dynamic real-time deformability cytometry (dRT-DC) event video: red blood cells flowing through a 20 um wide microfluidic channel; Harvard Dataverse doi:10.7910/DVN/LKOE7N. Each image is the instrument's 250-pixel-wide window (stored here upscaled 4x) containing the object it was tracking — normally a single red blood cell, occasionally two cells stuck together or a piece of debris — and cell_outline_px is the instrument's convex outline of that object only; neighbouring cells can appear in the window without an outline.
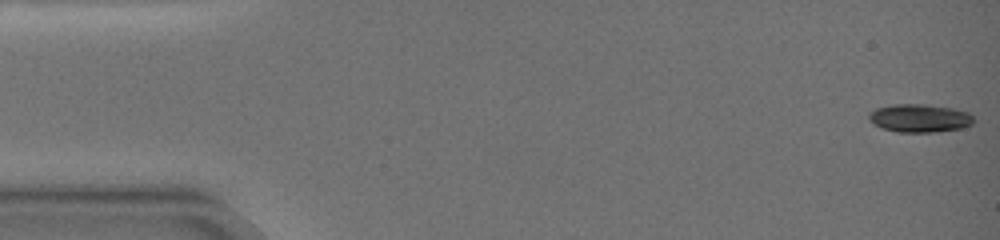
{"species": "common noctule bat (a hibernating species)", "species_latin": "Nyctalus noctula", "temperature_condition": "warm", "stored_images_in_passage": 36, "camera_frame_rate_fps": 3000, "um_per_image_px": 0.085, "animal": {"sex": "female", "body_mass_g": 19.0, "forearm_length_mm": 51.5}, "frame": {"image": 1, "passage_image": 1, "time_ms": 0.0, "image_size_px": [1000, 240], "cell_outline_px": [[976, 120], [972, 124], [960, 128], [936, 132], [896, 132], [880, 128], [868, 120], [868, 112], [876, 108], [892, 104], [924, 104], [952, 108], [968, 112]], "centroid_in_image_um": [78.13, 10.04], "position_along_channel_um": 6.9, "area_um2": 17.4}}
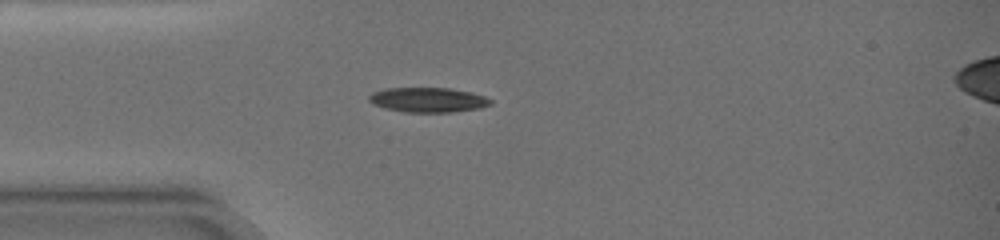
{"frame": {"image": 2, "passage_image": 19, "time_ms": 5.0, "image_size_px": [1000, 240], "cell_outline_px": [[492, 104], [480, 108], [452, 112], [404, 112], [384, 108], [372, 104], [368, 100], [368, 96], [372, 92], [384, 88], [452, 88], [472, 92], [484, 96], [492, 100]], "centroid_in_image_um": [36.36, 8.48], "position_along_channel_um": 48.6, "area_um2": 17.74}}